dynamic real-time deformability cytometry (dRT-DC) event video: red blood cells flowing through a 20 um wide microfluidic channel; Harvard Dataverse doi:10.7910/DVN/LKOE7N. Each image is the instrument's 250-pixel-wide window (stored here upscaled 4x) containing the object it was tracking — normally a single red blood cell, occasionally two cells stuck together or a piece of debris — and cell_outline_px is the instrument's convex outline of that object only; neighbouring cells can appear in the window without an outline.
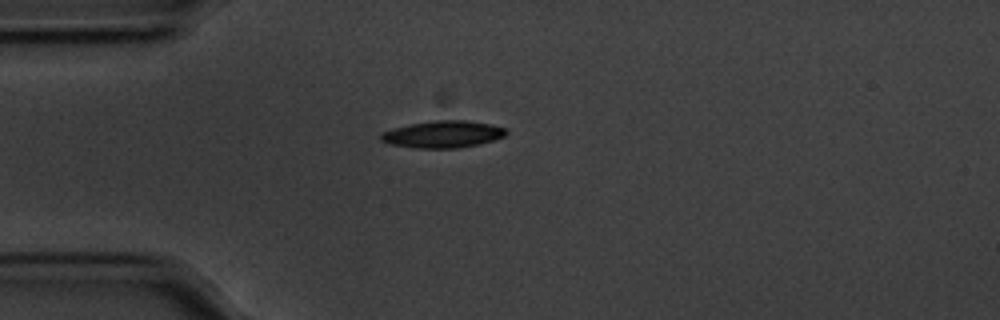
{"species": "common noctule bat (a hibernating species)", "species_latin": "Nyctalus noctula", "temperature_condition": "cold", "stored_images_in_passage": 43, "camera_frame_rate_fps": 3000, "um_per_image_px": 0.085, "animal": {"sex": "male", "body_mass_g": 20.1, "forearm_length_mm": 53.5}, "frame": {"image": 1, "passage_image": 1, "time_ms": 0.0, "image_size_px": [1000, 320], "cell_outline_px": [[508, 132], [504, 136], [492, 140], [460, 148], [412, 148], [392, 144], [380, 140], [380, 132], [392, 128], [412, 124], [436, 120], [464, 120], [488, 124], [508, 128]], "centroid_in_image_um": [37.62, 11.41], "position_along_channel_um": 47.4, "area_um2": 19.59}}
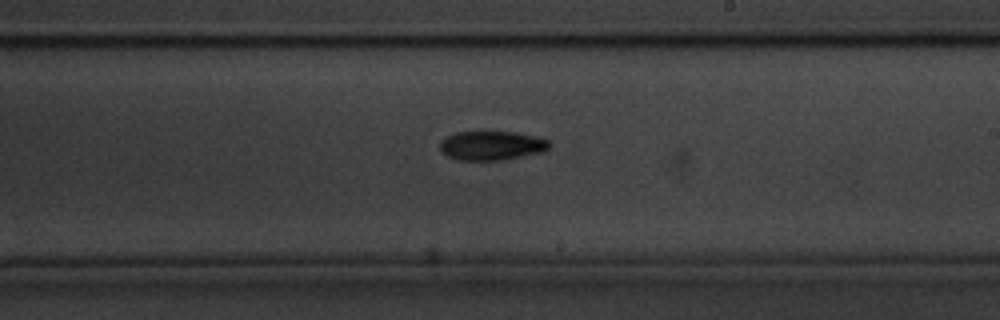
{"frame": {"image": 2, "passage_image": 19, "time_ms": 6.0, "image_size_px": [1000, 320], "cell_outline_px": [[552, 144], [544, 152], [504, 160], [460, 160], [448, 156], [440, 152], [440, 140], [456, 132], [516, 132], [540, 136], [548, 140]], "centroid_in_image_um": [41.83, 12.37], "position_along_channel_um": 247.2, "area_um2": 18.84}}
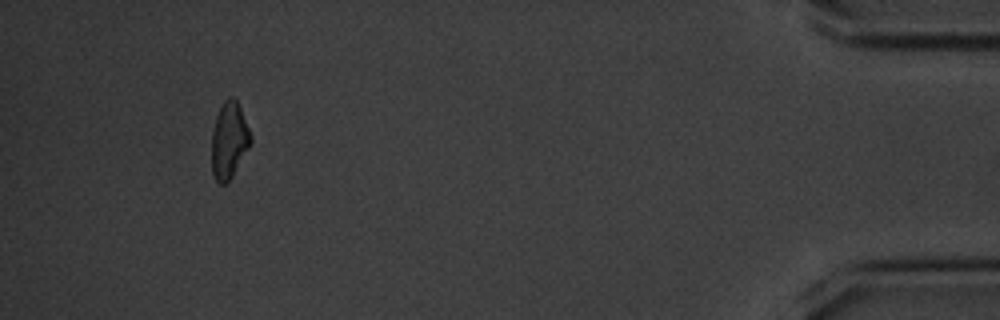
{"frame": {"image": 3, "passage_image": 39, "time_ms": 12.667, "image_size_px": [1000, 320], "cell_outline_px": [[252, 140], [248, 148], [232, 176], [224, 184], [220, 184], [216, 180], [212, 172], [212, 132], [216, 116], [224, 100], [228, 96], [232, 96], [236, 100], [240, 108], [252, 136]], "centroid_in_image_um": [19.46, 11.91], "position_along_channel_um": 415.7, "area_um2": 17.11}, "authors_computed_cell_mechanics": {"area_um2": 18.207, "velocity_mm_per_s": 3.5455, "shape_relaxation_time_tau1_ms": 3.0118, "shape_relaxation_time_tau2_ms": null, "deformation_change_tau1": 0.1174, "deformation_change_tau2": null}}